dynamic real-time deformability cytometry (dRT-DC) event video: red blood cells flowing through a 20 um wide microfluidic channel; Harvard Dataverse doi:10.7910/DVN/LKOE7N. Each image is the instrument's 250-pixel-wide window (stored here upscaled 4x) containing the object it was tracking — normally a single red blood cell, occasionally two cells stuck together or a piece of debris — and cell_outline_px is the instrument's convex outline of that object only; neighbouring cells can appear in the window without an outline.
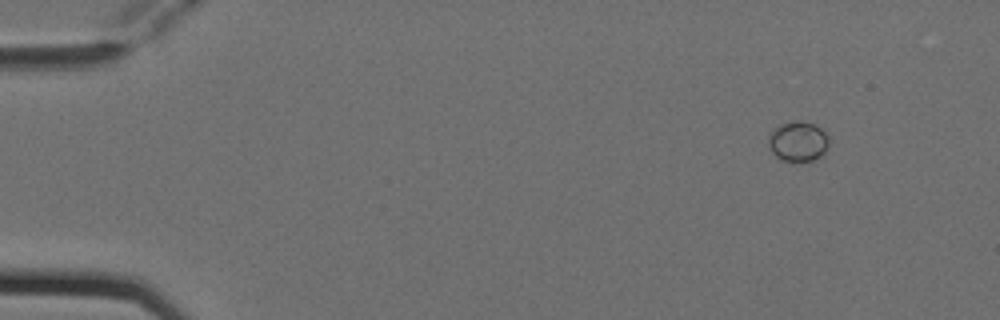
{"species": "Egyptian fruit bat (a non-hibernating species)", "species_latin": "Rousettus aegyptiacus", "temperature_condition": "cold", "stored_images_in_passage": 4, "camera_frame_rate_fps": 3000, "um_per_image_px": 0.085, "animal": {"sex": "female"}, "frame": {"image": 1, "passage_image": 1, "time_ms": 0.0, "image_size_px": [1000, 320], "cell_outline_px": [[828, 144], [824, 152], [820, 156], [812, 160], [780, 160], [772, 152], [768, 144], [768, 136], [780, 124], [800, 120], [816, 124], [828, 136]], "centroid_in_image_um": [67.83, 12.0], "position_along_channel_um": 17.2, "area_um2": 13.87}}
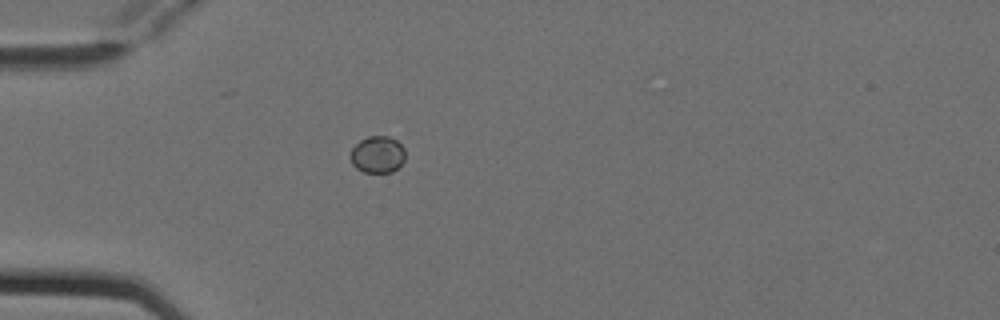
{"frame": {"image": 2, "passage_image": 4, "time_ms": 1.0, "image_size_px": [1000, 320], "cell_outline_px": [[404, 160], [392, 172], [364, 172], [356, 168], [352, 164], [348, 156], [352, 148], [360, 140], [368, 136], [388, 136], [396, 140], [404, 148]], "centroid_in_image_um": [32.05, 13.13], "position_along_channel_um": 53.0, "area_um2": 11.79}}